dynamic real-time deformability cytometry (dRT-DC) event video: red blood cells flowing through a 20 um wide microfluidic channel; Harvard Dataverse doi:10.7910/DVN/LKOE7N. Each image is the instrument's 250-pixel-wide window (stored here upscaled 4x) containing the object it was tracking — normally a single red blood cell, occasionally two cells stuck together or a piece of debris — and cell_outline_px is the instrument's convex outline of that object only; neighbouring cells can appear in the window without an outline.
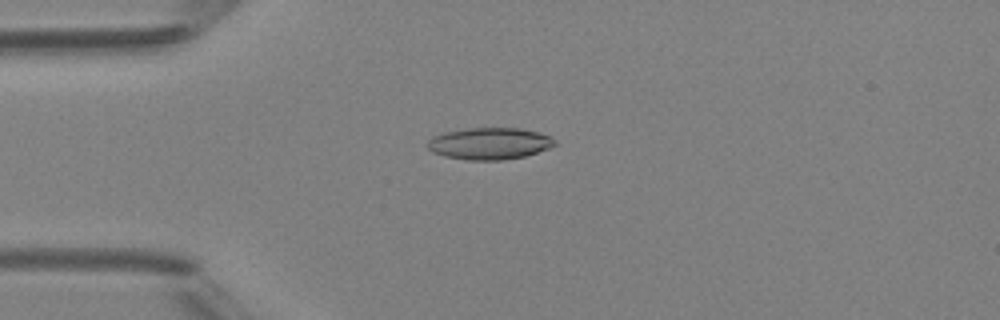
{"species": "Egyptian fruit bat (a non-hibernating species)", "species_latin": "Rousettus aegyptiacus", "temperature_condition": "room temperature", "stored_images_in_passage": 4, "camera_frame_rate_fps": 3000, "um_per_image_px": 0.085, "animal": {"sex": "female"}, "frame": {"image": 1, "passage_image": 4, "time_ms": 3.333, "image_size_px": [1000, 320], "cell_outline_px": [[556, 144], [548, 148], [524, 156], [500, 160], [468, 160], [444, 156], [432, 152], [424, 144], [432, 136], [444, 132], [468, 128], [520, 128], [536, 132], [548, 136], [556, 140]], "centroid_in_image_um": [41.54, 12.2], "position_along_channel_um": 43.5, "area_um2": 23.52}}